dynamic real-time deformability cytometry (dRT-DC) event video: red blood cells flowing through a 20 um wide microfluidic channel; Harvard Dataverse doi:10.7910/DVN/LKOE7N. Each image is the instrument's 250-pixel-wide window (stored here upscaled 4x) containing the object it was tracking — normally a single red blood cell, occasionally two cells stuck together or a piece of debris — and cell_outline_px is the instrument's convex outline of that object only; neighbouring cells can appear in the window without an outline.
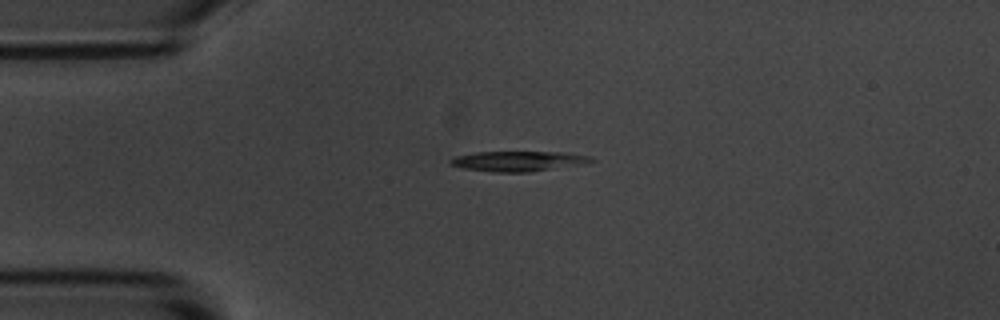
{"species": "common noctule bat (a hibernating species)", "species_latin": "Nyctalus noctula", "temperature_condition": "room temperature", "stored_images_in_passage": 4, "camera_frame_rate_fps": 3000, "um_per_image_px": 0.085, "animal": {"sex": "male", "body_mass_g": 20.1, "forearm_length_mm": 53.5}, "frame": {"image": 1, "passage_image": 3, "time_ms": 2.333, "image_size_px": [1000, 320], "cell_outline_px": [[596, 160], [588, 164], [528, 172], [496, 172], [464, 168], [452, 164], [448, 160], [456, 156], [476, 152], [564, 152], [588, 156]], "centroid_in_image_um": [44.13, 13.7], "position_along_channel_um": 40.9, "area_um2": 16.47}}